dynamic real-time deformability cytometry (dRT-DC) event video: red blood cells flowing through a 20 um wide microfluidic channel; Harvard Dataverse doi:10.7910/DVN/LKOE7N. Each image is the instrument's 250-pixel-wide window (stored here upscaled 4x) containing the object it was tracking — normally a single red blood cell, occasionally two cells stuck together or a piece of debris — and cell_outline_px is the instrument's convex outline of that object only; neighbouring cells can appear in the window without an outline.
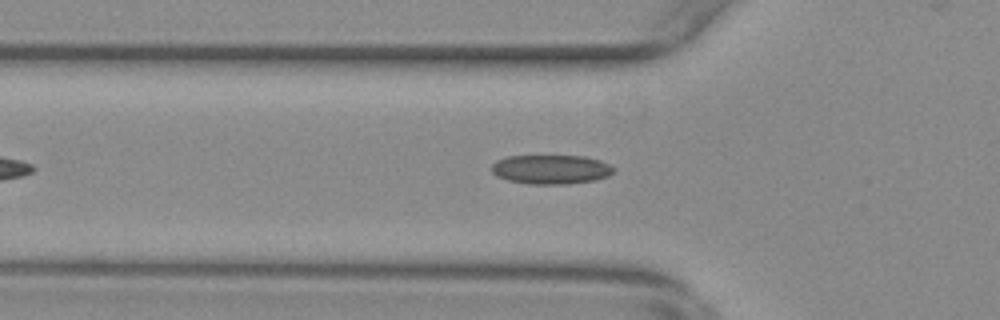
{"species": "common noctule bat (a hibernating species)", "species_latin": "Nyctalus noctula", "temperature_condition": "warm", "stored_images_in_passage": 44, "camera_frame_rate_fps": 3000, "um_per_image_px": 0.085, "animal": {"sex": "female", "body_mass_g": 29.2, "forearm_length_mm": 56.3}, "frame": {"image": 1, "passage_image": 10, "time_ms": 3.0, "image_size_px": [1000, 320], "cell_outline_px": [[616, 168], [608, 176], [596, 180], [568, 184], [528, 184], [508, 180], [496, 176], [492, 172], [492, 164], [496, 160], [508, 156], [584, 156], [600, 160]], "centroid_in_image_um": [46.83, 14.4], "position_along_channel_um": 79.0, "area_um2": 20.87}}
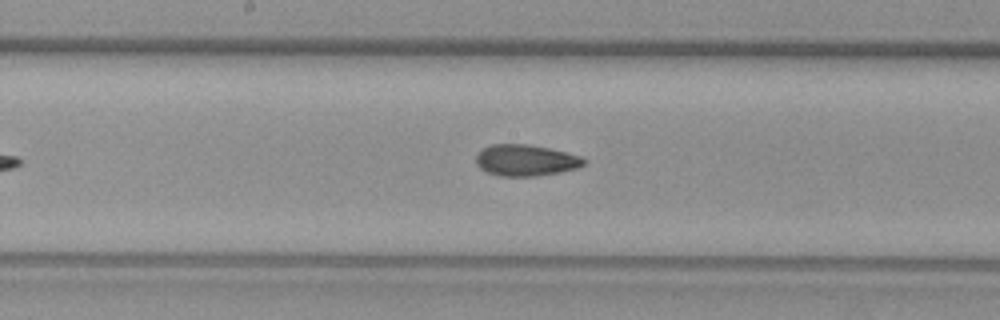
{"frame": {"image": 2, "passage_image": 20, "time_ms": 6.333, "image_size_px": [1000, 320], "cell_outline_px": [[588, 160], [580, 168], [560, 172], [536, 176], [500, 176], [488, 172], [480, 168], [476, 164], [476, 156], [484, 148], [492, 144], [528, 144], [568, 152], [580, 156]], "centroid_in_image_um": [44.73, 13.63], "position_along_channel_um": 203.5, "area_um2": 19.77}}
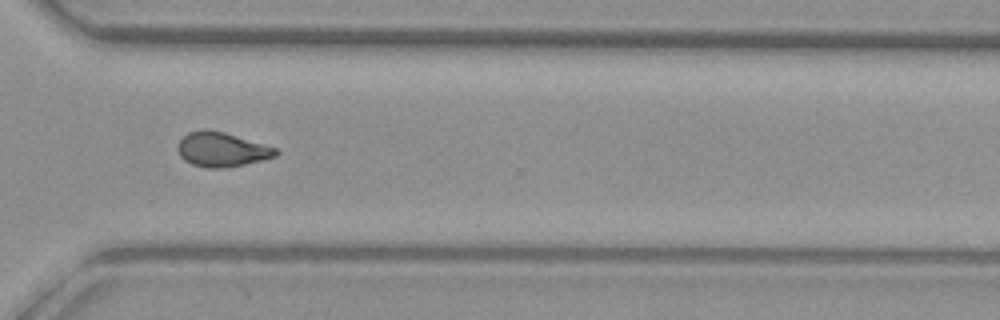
{"frame": {"image": 3, "passage_image": 32, "time_ms": 10.333, "image_size_px": [1000, 320], "cell_outline_px": [[280, 152], [276, 156], [228, 168], [208, 168], [192, 164], [184, 160], [180, 156], [176, 148], [180, 140], [188, 132], [204, 128], [224, 132], [276, 148]], "centroid_in_image_um": [18.81, 12.7], "position_along_channel_um": 351.8, "area_um2": 19.65}, "authors_computed_cell_mechanics": {"area_um2": 19.6809, "velocity_mm_per_s": 3.7054, "shape_relaxation_time_tau1_ms": null, "shape_relaxation_time_tau2_ms": 2.873, "deformation_change_tau1": null, "deformation_change_tau2": 0.0822}}